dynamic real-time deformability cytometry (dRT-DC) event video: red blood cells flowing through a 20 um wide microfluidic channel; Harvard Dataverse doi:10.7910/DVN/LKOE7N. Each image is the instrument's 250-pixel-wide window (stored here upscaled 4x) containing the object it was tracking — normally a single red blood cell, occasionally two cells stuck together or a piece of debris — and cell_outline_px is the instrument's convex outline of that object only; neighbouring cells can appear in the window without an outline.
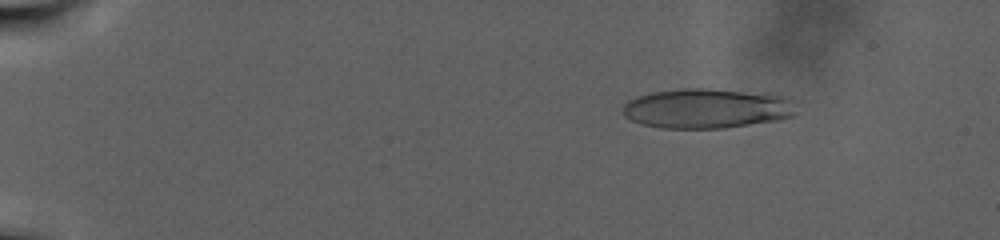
{"species": "human", "species_latin": "Homo sapiens", "temperature_condition": "warm", "stored_images_in_passage": 107, "camera_frame_rate_fps": 3000, "um_per_image_px": 0.085, "donor": {"sex": "male"}, "frame": {"image": 1, "passage_image": 16, "time_ms": 5.0, "image_size_px": [1000, 240], "cell_outline_px": [[792, 116], [776, 120], [724, 128], [660, 128], [640, 124], [624, 116], [620, 112], [624, 104], [628, 100], [652, 92], [680, 88], [708, 88], [784, 96], [792, 100]], "centroid_in_image_um": [59.97, 9.22], "position_along_channel_um": 25.0, "area_um2": 39.88}}
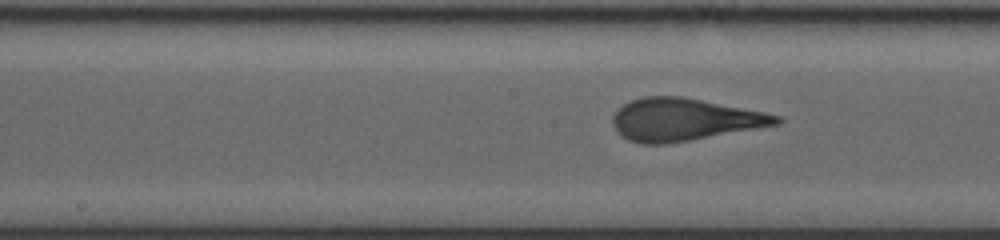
{"frame": {"image": 2, "passage_image": 59, "time_ms": 19.333, "image_size_px": [1000, 240], "cell_outline_px": [[784, 120], [780, 124], [688, 140], [664, 144], [640, 144], [628, 140], [620, 136], [616, 132], [612, 124], [612, 116], [624, 104], [632, 100], [644, 96], [684, 96], [764, 112], [780, 116]], "centroid_in_image_um": [58.12, 10.16], "position_along_channel_um": 190.1, "area_um2": 40.34}}
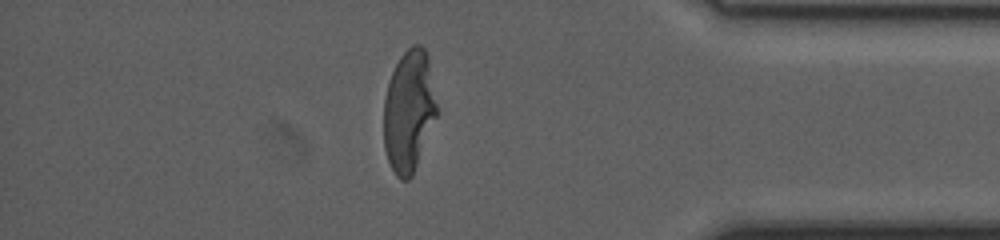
{"frame": {"image": 3, "passage_image": 94, "time_ms": 31.0, "image_size_px": [1000, 240], "cell_outline_px": [[440, 112], [412, 176], [408, 180], [400, 180], [396, 176], [388, 160], [384, 148], [384, 100], [388, 80], [400, 56], [412, 44], [420, 44], [424, 48], [428, 56]], "centroid_in_image_um": [34.79, 9.43], "position_along_channel_um": 400.4, "area_um2": 38.49}}